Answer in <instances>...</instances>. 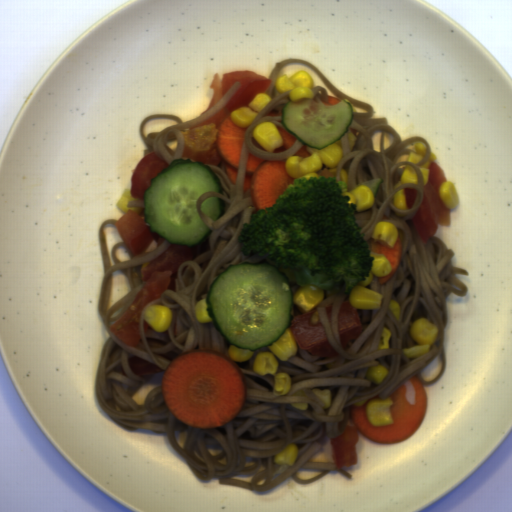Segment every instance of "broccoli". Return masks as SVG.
<instances>
[{
	"label": "broccoli",
	"mask_w": 512,
	"mask_h": 512,
	"mask_svg": "<svg viewBox=\"0 0 512 512\" xmlns=\"http://www.w3.org/2000/svg\"><path fill=\"white\" fill-rule=\"evenodd\" d=\"M347 190L336 177L293 179L271 207L252 213L249 223L242 224L241 252L246 257L268 254L277 268L292 269L300 287L315 284L332 291L344 281V294L350 295L371 277L376 257Z\"/></svg>",
	"instance_id": "broccoli-1"
}]
</instances>
